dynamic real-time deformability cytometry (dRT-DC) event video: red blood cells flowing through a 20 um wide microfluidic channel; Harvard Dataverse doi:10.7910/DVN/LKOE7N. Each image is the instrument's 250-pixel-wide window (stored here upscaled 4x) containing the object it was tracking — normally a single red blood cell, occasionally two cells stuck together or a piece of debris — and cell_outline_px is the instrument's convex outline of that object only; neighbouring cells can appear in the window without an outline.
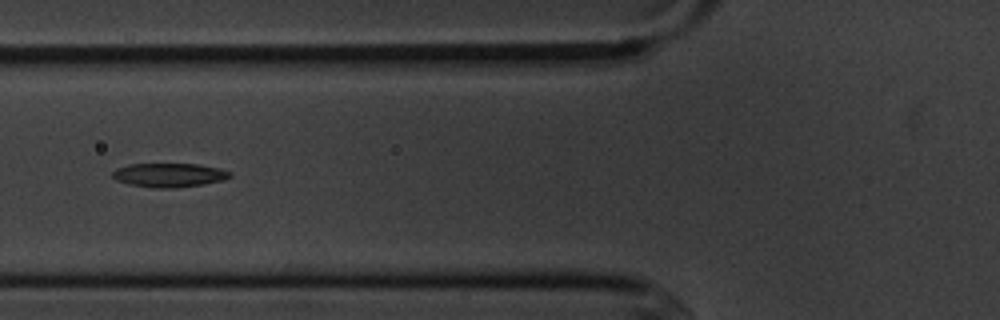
{"species": "common noctule bat (a hibernating species)", "species_latin": "Nyctalus noctula", "temperature_condition": "cold", "stored_images_in_passage": 8, "camera_frame_rate_fps": 3000, "um_per_image_px": 0.085, "animal": {"sex": "male", "body_mass_g": 20.1, "forearm_length_mm": 53.5}, "frame": {"image": 1, "passage_image": 7, "time_ms": 7.0, "image_size_px": [1000, 320], "cell_outline_px": [[232, 176], [224, 180], [200, 184], [172, 188], [152, 188], [128, 184], [116, 180], [112, 176], [112, 172], [116, 168], [128, 164], [196, 164], [220, 168], [232, 172]], "centroid_in_image_um": [14.36, 14.88], "position_along_channel_um": 111.4, "area_um2": 16.42}}
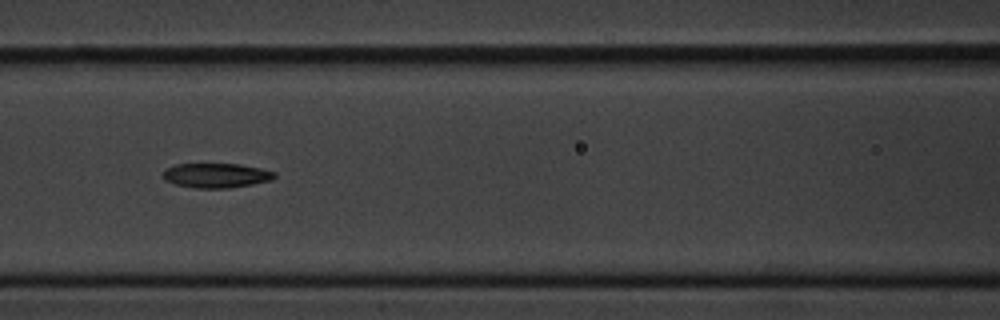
{"frame": {"image": 2, "passage_image": 8, "time_ms": 8.0, "image_size_px": [1000, 320], "cell_outline_px": [[276, 176], [272, 180], [252, 184], [228, 188], [196, 188], [176, 184], [164, 180], [164, 172], [168, 168], [176, 164], [240, 164], [260, 168], [276, 172]], "centroid_in_image_um": [18.42, 14.91], "position_along_channel_um": 148.2, "area_um2": 15.84}}